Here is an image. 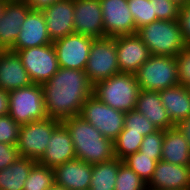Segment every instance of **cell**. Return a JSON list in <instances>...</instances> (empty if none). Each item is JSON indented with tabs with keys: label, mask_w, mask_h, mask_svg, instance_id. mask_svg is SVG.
Instances as JSON below:
<instances>
[{
	"label": "cell",
	"mask_w": 190,
	"mask_h": 190,
	"mask_svg": "<svg viewBox=\"0 0 190 190\" xmlns=\"http://www.w3.org/2000/svg\"><path fill=\"white\" fill-rule=\"evenodd\" d=\"M42 88L48 117L61 122L78 116L83 104L93 95V84L85 70L59 68Z\"/></svg>",
	"instance_id": "obj_1"
},
{
	"label": "cell",
	"mask_w": 190,
	"mask_h": 190,
	"mask_svg": "<svg viewBox=\"0 0 190 190\" xmlns=\"http://www.w3.org/2000/svg\"><path fill=\"white\" fill-rule=\"evenodd\" d=\"M62 123L70 132L76 159L94 165L115 158L114 141L104 137L97 128L80 116H72Z\"/></svg>",
	"instance_id": "obj_2"
},
{
	"label": "cell",
	"mask_w": 190,
	"mask_h": 190,
	"mask_svg": "<svg viewBox=\"0 0 190 190\" xmlns=\"http://www.w3.org/2000/svg\"><path fill=\"white\" fill-rule=\"evenodd\" d=\"M139 91L133 73H119L93 85V95L98 100L123 112L135 109Z\"/></svg>",
	"instance_id": "obj_3"
},
{
	"label": "cell",
	"mask_w": 190,
	"mask_h": 190,
	"mask_svg": "<svg viewBox=\"0 0 190 190\" xmlns=\"http://www.w3.org/2000/svg\"><path fill=\"white\" fill-rule=\"evenodd\" d=\"M136 34L151 55L176 57L187 46L178 20H158L141 27Z\"/></svg>",
	"instance_id": "obj_4"
},
{
	"label": "cell",
	"mask_w": 190,
	"mask_h": 190,
	"mask_svg": "<svg viewBox=\"0 0 190 190\" xmlns=\"http://www.w3.org/2000/svg\"><path fill=\"white\" fill-rule=\"evenodd\" d=\"M140 89L161 91L180 84L174 56L151 55L135 73Z\"/></svg>",
	"instance_id": "obj_5"
},
{
	"label": "cell",
	"mask_w": 190,
	"mask_h": 190,
	"mask_svg": "<svg viewBox=\"0 0 190 190\" xmlns=\"http://www.w3.org/2000/svg\"><path fill=\"white\" fill-rule=\"evenodd\" d=\"M9 116L20 126L48 117L45 108L44 92L41 84L8 92Z\"/></svg>",
	"instance_id": "obj_6"
},
{
	"label": "cell",
	"mask_w": 190,
	"mask_h": 190,
	"mask_svg": "<svg viewBox=\"0 0 190 190\" xmlns=\"http://www.w3.org/2000/svg\"><path fill=\"white\" fill-rule=\"evenodd\" d=\"M62 122L46 117L21 125L17 141L20 157L33 159L36 162L43 156L52 132Z\"/></svg>",
	"instance_id": "obj_7"
},
{
	"label": "cell",
	"mask_w": 190,
	"mask_h": 190,
	"mask_svg": "<svg viewBox=\"0 0 190 190\" xmlns=\"http://www.w3.org/2000/svg\"><path fill=\"white\" fill-rule=\"evenodd\" d=\"M85 72L93 85L120 73L115 37L93 39Z\"/></svg>",
	"instance_id": "obj_8"
},
{
	"label": "cell",
	"mask_w": 190,
	"mask_h": 190,
	"mask_svg": "<svg viewBox=\"0 0 190 190\" xmlns=\"http://www.w3.org/2000/svg\"><path fill=\"white\" fill-rule=\"evenodd\" d=\"M78 116L97 128L104 137L113 141L124 129L125 112L106 105L94 95L86 100Z\"/></svg>",
	"instance_id": "obj_9"
},
{
	"label": "cell",
	"mask_w": 190,
	"mask_h": 190,
	"mask_svg": "<svg viewBox=\"0 0 190 190\" xmlns=\"http://www.w3.org/2000/svg\"><path fill=\"white\" fill-rule=\"evenodd\" d=\"M34 84H43L58 70L59 63L53 43L17 51Z\"/></svg>",
	"instance_id": "obj_10"
},
{
	"label": "cell",
	"mask_w": 190,
	"mask_h": 190,
	"mask_svg": "<svg viewBox=\"0 0 190 190\" xmlns=\"http://www.w3.org/2000/svg\"><path fill=\"white\" fill-rule=\"evenodd\" d=\"M93 39L90 36L73 33L54 40L52 43L59 67L85 70Z\"/></svg>",
	"instance_id": "obj_11"
},
{
	"label": "cell",
	"mask_w": 190,
	"mask_h": 190,
	"mask_svg": "<svg viewBox=\"0 0 190 190\" xmlns=\"http://www.w3.org/2000/svg\"><path fill=\"white\" fill-rule=\"evenodd\" d=\"M105 37L135 34L128 0H100Z\"/></svg>",
	"instance_id": "obj_12"
},
{
	"label": "cell",
	"mask_w": 190,
	"mask_h": 190,
	"mask_svg": "<svg viewBox=\"0 0 190 190\" xmlns=\"http://www.w3.org/2000/svg\"><path fill=\"white\" fill-rule=\"evenodd\" d=\"M74 32L94 39L104 38L100 0H74Z\"/></svg>",
	"instance_id": "obj_13"
},
{
	"label": "cell",
	"mask_w": 190,
	"mask_h": 190,
	"mask_svg": "<svg viewBox=\"0 0 190 190\" xmlns=\"http://www.w3.org/2000/svg\"><path fill=\"white\" fill-rule=\"evenodd\" d=\"M120 73L135 74L151 53L137 34L115 37Z\"/></svg>",
	"instance_id": "obj_14"
},
{
	"label": "cell",
	"mask_w": 190,
	"mask_h": 190,
	"mask_svg": "<svg viewBox=\"0 0 190 190\" xmlns=\"http://www.w3.org/2000/svg\"><path fill=\"white\" fill-rule=\"evenodd\" d=\"M31 10L25 0H5L0 19V50H10L14 46L20 28Z\"/></svg>",
	"instance_id": "obj_15"
},
{
	"label": "cell",
	"mask_w": 190,
	"mask_h": 190,
	"mask_svg": "<svg viewBox=\"0 0 190 190\" xmlns=\"http://www.w3.org/2000/svg\"><path fill=\"white\" fill-rule=\"evenodd\" d=\"M147 190H190V166L158 161Z\"/></svg>",
	"instance_id": "obj_16"
},
{
	"label": "cell",
	"mask_w": 190,
	"mask_h": 190,
	"mask_svg": "<svg viewBox=\"0 0 190 190\" xmlns=\"http://www.w3.org/2000/svg\"><path fill=\"white\" fill-rule=\"evenodd\" d=\"M74 159H76V153L70 132L61 123L52 132L46 150L37 163L54 169L56 166Z\"/></svg>",
	"instance_id": "obj_17"
},
{
	"label": "cell",
	"mask_w": 190,
	"mask_h": 190,
	"mask_svg": "<svg viewBox=\"0 0 190 190\" xmlns=\"http://www.w3.org/2000/svg\"><path fill=\"white\" fill-rule=\"evenodd\" d=\"M52 42L42 11L31 10L20 28L14 46L10 50L17 52L22 49L51 44Z\"/></svg>",
	"instance_id": "obj_18"
},
{
	"label": "cell",
	"mask_w": 190,
	"mask_h": 190,
	"mask_svg": "<svg viewBox=\"0 0 190 190\" xmlns=\"http://www.w3.org/2000/svg\"><path fill=\"white\" fill-rule=\"evenodd\" d=\"M52 41L74 32V0H59L42 11Z\"/></svg>",
	"instance_id": "obj_19"
},
{
	"label": "cell",
	"mask_w": 190,
	"mask_h": 190,
	"mask_svg": "<svg viewBox=\"0 0 190 190\" xmlns=\"http://www.w3.org/2000/svg\"><path fill=\"white\" fill-rule=\"evenodd\" d=\"M32 84L17 52L0 50V88L10 92Z\"/></svg>",
	"instance_id": "obj_20"
},
{
	"label": "cell",
	"mask_w": 190,
	"mask_h": 190,
	"mask_svg": "<svg viewBox=\"0 0 190 190\" xmlns=\"http://www.w3.org/2000/svg\"><path fill=\"white\" fill-rule=\"evenodd\" d=\"M55 183L68 190H88L92 165L80 159L67 161L54 168Z\"/></svg>",
	"instance_id": "obj_21"
},
{
	"label": "cell",
	"mask_w": 190,
	"mask_h": 190,
	"mask_svg": "<svg viewBox=\"0 0 190 190\" xmlns=\"http://www.w3.org/2000/svg\"><path fill=\"white\" fill-rule=\"evenodd\" d=\"M135 110L146 116L158 129L166 130L175 127L163 106L159 91L140 89Z\"/></svg>",
	"instance_id": "obj_22"
},
{
	"label": "cell",
	"mask_w": 190,
	"mask_h": 190,
	"mask_svg": "<svg viewBox=\"0 0 190 190\" xmlns=\"http://www.w3.org/2000/svg\"><path fill=\"white\" fill-rule=\"evenodd\" d=\"M161 160L175 165L190 166V145L176 126L164 130Z\"/></svg>",
	"instance_id": "obj_23"
},
{
	"label": "cell",
	"mask_w": 190,
	"mask_h": 190,
	"mask_svg": "<svg viewBox=\"0 0 190 190\" xmlns=\"http://www.w3.org/2000/svg\"><path fill=\"white\" fill-rule=\"evenodd\" d=\"M159 93L163 106L175 126L190 116V95L185 85L178 84Z\"/></svg>",
	"instance_id": "obj_24"
},
{
	"label": "cell",
	"mask_w": 190,
	"mask_h": 190,
	"mask_svg": "<svg viewBox=\"0 0 190 190\" xmlns=\"http://www.w3.org/2000/svg\"><path fill=\"white\" fill-rule=\"evenodd\" d=\"M37 162L19 157L5 169L0 170V190H23L32 167Z\"/></svg>",
	"instance_id": "obj_25"
},
{
	"label": "cell",
	"mask_w": 190,
	"mask_h": 190,
	"mask_svg": "<svg viewBox=\"0 0 190 190\" xmlns=\"http://www.w3.org/2000/svg\"><path fill=\"white\" fill-rule=\"evenodd\" d=\"M122 160L113 158L92 165L90 190H115L119 165Z\"/></svg>",
	"instance_id": "obj_26"
},
{
	"label": "cell",
	"mask_w": 190,
	"mask_h": 190,
	"mask_svg": "<svg viewBox=\"0 0 190 190\" xmlns=\"http://www.w3.org/2000/svg\"><path fill=\"white\" fill-rule=\"evenodd\" d=\"M54 184V169L36 163L25 181L23 190H49Z\"/></svg>",
	"instance_id": "obj_27"
},
{
	"label": "cell",
	"mask_w": 190,
	"mask_h": 190,
	"mask_svg": "<svg viewBox=\"0 0 190 190\" xmlns=\"http://www.w3.org/2000/svg\"><path fill=\"white\" fill-rule=\"evenodd\" d=\"M144 136L140 133L122 130L118 137L114 140L115 158L123 160L127 156L134 154L140 150Z\"/></svg>",
	"instance_id": "obj_28"
},
{
	"label": "cell",
	"mask_w": 190,
	"mask_h": 190,
	"mask_svg": "<svg viewBox=\"0 0 190 190\" xmlns=\"http://www.w3.org/2000/svg\"><path fill=\"white\" fill-rule=\"evenodd\" d=\"M122 162L135 171L146 183L152 178L157 164V161L153 160V156L144 155L139 151L127 156Z\"/></svg>",
	"instance_id": "obj_29"
},
{
	"label": "cell",
	"mask_w": 190,
	"mask_h": 190,
	"mask_svg": "<svg viewBox=\"0 0 190 190\" xmlns=\"http://www.w3.org/2000/svg\"><path fill=\"white\" fill-rule=\"evenodd\" d=\"M128 6L135 22V34L141 27L158 21L153 14V0H128Z\"/></svg>",
	"instance_id": "obj_30"
},
{
	"label": "cell",
	"mask_w": 190,
	"mask_h": 190,
	"mask_svg": "<svg viewBox=\"0 0 190 190\" xmlns=\"http://www.w3.org/2000/svg\"><path fill=\"white\" fill-rule=\"evenodd\" d=\"M115 190H147V183L123 162L119 165Z\"/></svg>",
	"instance_id": "obj_31"
},
{
	"label": "cell",
	"mask_w": 190,
	"mask_h": 190,
	"mask_svg": "<svg viewBox=\"0 0 190 190\" xmlns=\"http://www.w3.org/2000/svg\"><path fill=\"white\" fill-rule=\"evenodd\" d=\"M129 132L140 133L143 136L154 133L158 128L152 124L146 116L138 111L125 112L124 129Z\"/></svg>",
	"instance_id": "obj_32"
},
{
	"label": "cell",
	"mask_w": 190,
	"mask_h": 190,
	"mask_svg": "<svg viewBox=\"0 0 190 190\" xmlns=\"http://www.w3.org/2000/svg\"><path fill=\"white\" fill-rule=\"evenodd\" d=\"M163 141L164 130L158 129L154 133L144 136L139 152L153 156V160L158 162L161 160Z\"/></svg>",
	"instance_id": "obj_33"
},
{
	"label": "cell",
	"mask_w": 190,
	"mask_h": 190,
	"mask_svg": "<svg viewBox=\"0 0 190 190\" xmlns=\"http://www.w3.org/2000/svg\"><path fill=\"white\" fill-rule=\"evenodd\" d=\"M19 129L20 125L9 115L0 117V142L17 145Z\"/></svg>",
	"instance_id": "obj_34"
},
{
	"label": "cell",
	"mask_w": 190,
	"mask_h": 190,
	"mask_svg": "<svg viewBox=\"0 0 190 190\" xmlns=\"http://www.w3.org/2000/svg\"><path fill=\"white\" fill-rule=\"evenodd\" d=\"M180 7L172 0H153V14L158 20H178Z\"/></svg>",
	"instance_id": "obj_35"
},
{
	"label": "cell",
	"mask_w": 190,
	"mask_h": 190,
	"mask_svg": "<svg viewBox=\"0 0 190 190\" xmlns=\"http://www.w3.org/2000/svg\"><path fill=\"white\" fill-rule=\"evenodd\" d=\"M178 80L182 85L190 83V45H187L177 56Z\"/></svg>",
	"instance_id": "obj_36"
},
{
	"label": "cell",
	"mask_w": 190,
	"mask_h": 190,
	"mask_svg": "<svg viewBox=\"0 0 190 190\" xmlns=\"http://www.w3.org/2000/svg\"><path fill=\"white\" fill-rule=\"evenodd\" d=\"M20 157L16 145L0 142V170L5 169Z\"/></svg>",
	"instance_id": "obj_37"
},
{
	"label": "cell",
	"mask_w": 190,
	"mask_h": 190,
	"mask_svg": "<svg viewBox=\"0 0 190 190\" xmlns=\"http://www.w3.org/2000/svg\"><path fill=\"white\" fill-rule=\"evenodd\" d=\"M180 29L186 45H190V3L187 2L180 7L179 19Z\"/></svg>",
	"instance_id": "obj_38"
},
{
	"label": "cell",
	"mask_w": 190,
	"mask_h": 190,
	"mask_svg": "<svg viewBox=\"0 0 190 190\" xmlns=\"http://www.w3.org/2000/svg\"><path fill=\"white\" fill-rule=\"evenodd\" d=\"M33 11H43L59 0H25Z\"/></svg>",
	"instance_id": "obj_39"
},
{
	"label": "cell",
	"mask_w": 190,
	"mask_h": 190,
	"mask_svg": "<svg viewBox=\"0 0 190 190\" xmlns=\"http://www.w3.org/2000/svg\"><path fill=\"white\" fill-rule=\"evenodd\" d=\"M8 101H9L8 92L0 88V117L9 114Z\"/></svg>",
	"instance_id": "obj_40"
},
{
	"label": "cell",
	"mask_w": 190,
	"mask_h": 190,
	"mask_svg": "<svg viewBox=\"0 0 190 190\" xmlns=\"http://www.w3.org/2000/svg\"><path fill=\"white\" fill-rule=\"evenodd\" d=\"M176 127L180 130L183 134L184 138L190 145V116L187 117L185 120L180 121Z\"/></svg>",
	"instance_id": "obj_41"
},
{
	"label": "cell",
	"mask_w": 190,
	"mask_h": 190,
	"mask_svg": "<svg viewBox=\"0 0 190 190\" xmlns=\"http://www.w3.org/2000/svg\"><path fill=\"white\" fill-rule=\"evenodd\" d=\"M5 0H0V19L4 12Z\"/></svg>",
	"instance_id": "obj_42"
},
{
	"label": "cell",
	"mask_w": 190,
	"mask_h": 190,
	"mask_svg": "<svg viewBox=\"0 0 190 190\" xmlns=\"http://www.w3.org/2000/svg\"><path fill=\"white\" fill-rule=\"evenodd\" d=\"M49 190H68L62 186L57 185L56 183Z\"/></svg>",
	"instance_id": "obj_43"
},
{
	"label": "cell",
	"mask_w": 190,
	"mask_h": 190,
	"mask_svg": "<svg viewBox=\"0 0 190 190\" xmlns=\"http://www.w3.org/2000/svg\"><path fill=\"white\" fill-rule=\"evenodd\" d=\"M175 3H177L180 6H183L184 4H186L188 2V0H172Z\"/></svg>",
	"instance_id": "obj_44"
},
{
	"label": "cell",
	"mask_w": 190,
	"mask_h": 190,
	"mask_svg": "<svg viewBox=\"0 0 190 190\" xmlns=\"http://www.w3.org/2000/svg\"><path fill=\"white\" fill-rule=\"evenodd\" d=\"M188 92H189V95H190V83L186 86Z\"/></svg>",
	"instance_id": "obj_45"
}]
</instances>
